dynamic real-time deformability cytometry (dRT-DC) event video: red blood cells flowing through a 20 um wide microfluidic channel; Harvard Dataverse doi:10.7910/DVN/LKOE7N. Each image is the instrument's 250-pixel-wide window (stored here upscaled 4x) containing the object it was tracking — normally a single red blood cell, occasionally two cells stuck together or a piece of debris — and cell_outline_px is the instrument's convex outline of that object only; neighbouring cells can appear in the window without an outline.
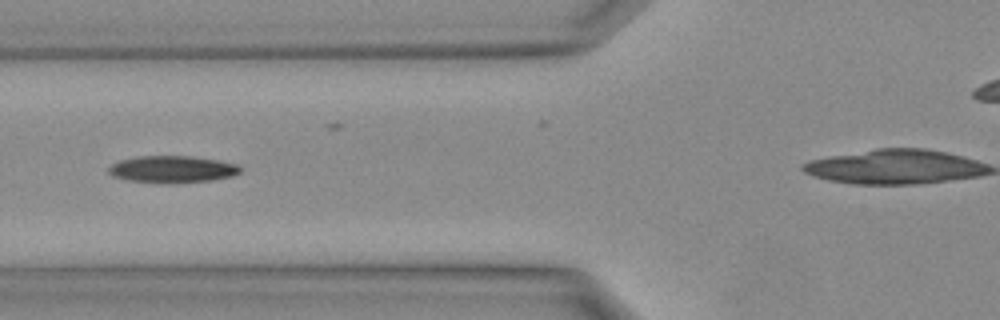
{"species": "Egyptian fruit bat (a non-hibernating species)", "species_latin": "Rousettus aegyptiacus", "temperature_condition": "warm", "stored_images_in_passage": 23, "camera_frame_rate_fps": 3000, "um_per_image_px": 0.085, "animal": {"sex": "female"}, "frame": {"image": 1, "passage_image": 7, "time_ms": 2.0, "image_size_px": [1000, 320], "cell_outline_px": [[240, 172], [232, 176], [208, 180], [128, 180], [112, 176], [108, 172], [108, 168], [112, 164], [120, 160], [136, 156], [192, 156], [220, 160], [240, 164]], "centroid_in_image_um": [14.66, 14.32], "position_along_channel_um": 111.1, "area_um2": 19.65}}
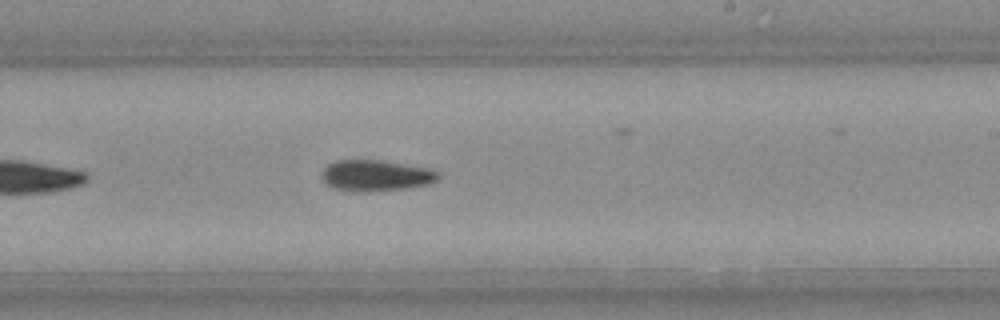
{"frame": {"image": 2, "passage_image": 14, "time_ms": 4.333, "image_size_px": [1000, 320], "cell_outline_px": [[440, 176], [436, 180], [428, 184], [404, 188], [336, 188], [328, 184], [324, 180], [324, 168], [328, 164], [336, 160], [384, 160], [428, 168], [440, 172]], "centroid_in_image_um": [32.04, 14.84], "position_along_channel_um": 257.0, "area_um2": 19.77}}